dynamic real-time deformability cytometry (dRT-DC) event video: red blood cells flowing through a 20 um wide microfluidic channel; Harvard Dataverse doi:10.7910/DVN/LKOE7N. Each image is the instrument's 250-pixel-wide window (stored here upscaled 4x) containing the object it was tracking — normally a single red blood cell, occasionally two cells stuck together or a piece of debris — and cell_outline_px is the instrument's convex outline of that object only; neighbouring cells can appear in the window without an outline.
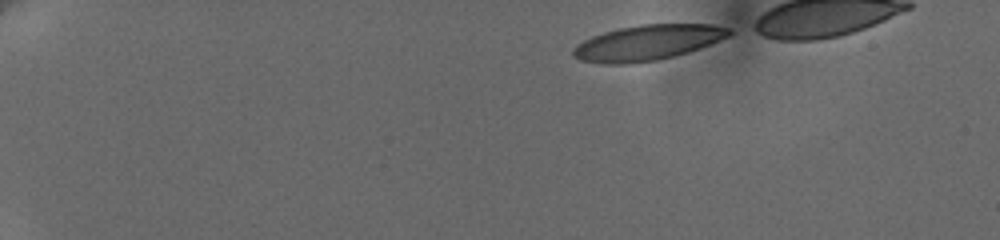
{"species": "human", "species_latin": "Homo sapiens", "temperature_condition": "cold", "stored_images_in_passage": 7, "segment_of_instrument_passage": [1, 2], "camera_frame_rate_fps": 3000, "um_per_image_px": 0.085, "donor": {"sex": "female"}, "frame": {"image": 1, "passage_image": 1, "time_ms": 0.0, "image_size_px": [1000, 240], "cell_outline_px": [[732, 32], [728, 36], [700, 48], [688, 52], [656, 60], [624, 64], [604, 64], [580, 60], [572, 56], [572, 48], [576, 44], [592, 36], [604, 32], [620, 28], [640, 24], [712, 24], [732, 28]], "centroid_in_image_um": [55.02, 3.62], "position_along_channel_um": 30.0, "area_um2": 32.08}}
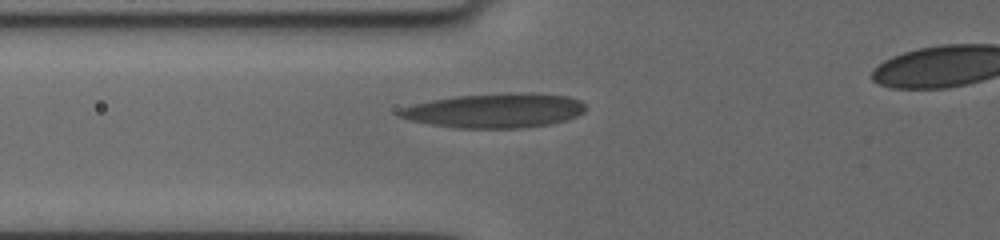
{"frame": {"image": 2, "passage_image": 6, "time_ms": 4.667, "image_size_px": [1000, 240], "cell_outline_px": [[584, 112], [576, 116], [564, 120], [548, 124], [520, 128], [456, 128], [408, 120], [400, 116], [396, 112], [400, 108], [412, 104], [432, 100], [456, 96], [508, 92], [532, 92], [568, 96], [580, 100], [584, 104]], "centroid_in_image_um": [42.05, 9.38], "position_along_channel_um": 83.8, "area_um2": 37.45}}